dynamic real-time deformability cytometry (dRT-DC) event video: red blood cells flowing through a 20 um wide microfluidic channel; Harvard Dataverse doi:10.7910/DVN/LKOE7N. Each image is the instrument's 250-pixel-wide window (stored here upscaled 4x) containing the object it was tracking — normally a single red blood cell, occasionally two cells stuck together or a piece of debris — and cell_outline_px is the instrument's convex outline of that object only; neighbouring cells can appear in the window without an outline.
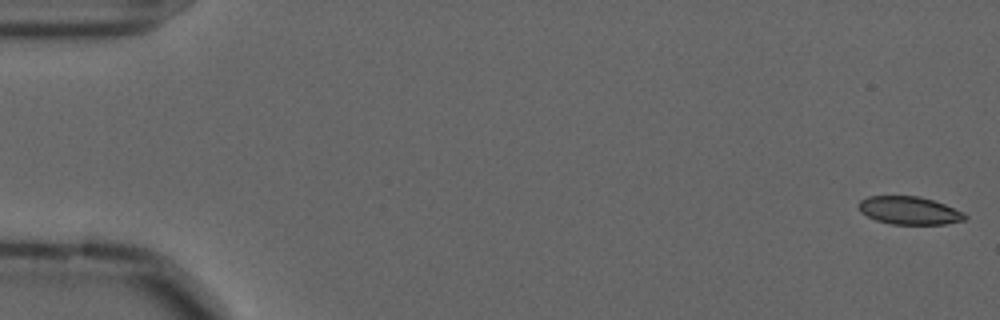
{"species": "common noctule bat (a hibernating species)", "species_latin": "Nyctalus noctula", "temperature_condition": "cold", "stored_images_in_passage": 57, "camera_frame_rate_fps": 3000, "um_per_image_px": 0.085, "animal": {"sex": "male", "forearm_length_mm": 52.5}, "frame": {"image": 1, "passage_image": 1, "time_ms": 0.0, "image_size_px": [1000, 320], "cell_outline_px": [[968, 216], [964, 220], [944, 224], [892, 224], [876, 220], [860, 212], [860, 200], [868, 196], [920, 196], [944, 204], [964, 212]], "centroid_in_image_um": [77.3, 17.89], "position_along_channel_um": 7.7, "area_um2": 17.17}}
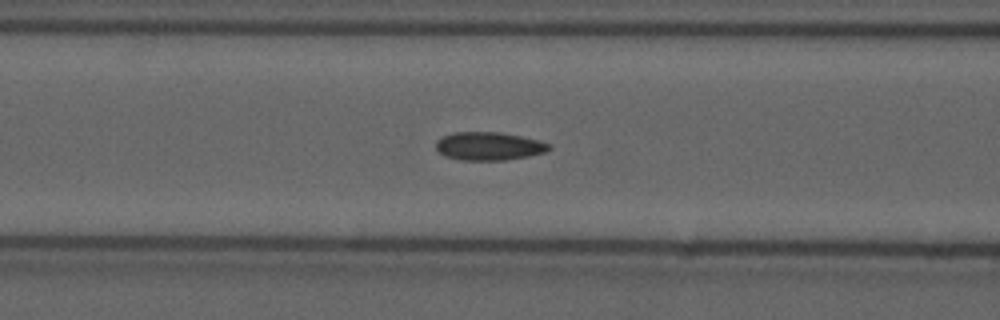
{"frame": {"image": 2, "passage_image": 23, "time_ms": 7.333, "image_size_px": [1000, 320], "cell_outline_px": [[552, 148], [544, 152], [528, 156], [504, 160], [460, 160], [444, 156], [436, 148], [436, 140], [444, 136], [456, 132], [500, 132], [520, 136], [552, 144]], "centroid_in_image_um": [41.55, 12.42], "position_along_channel_um": 125.1, "area_um2": 18.5}}
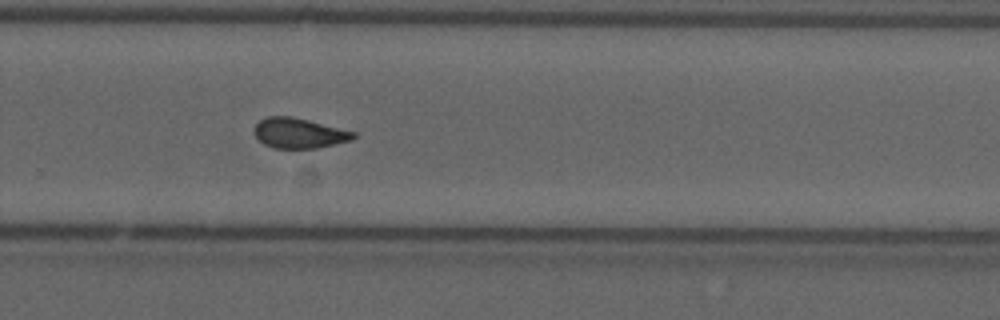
{"frame": {"image": 3, "passage_image": 38, "time_ms": 12.333, "image_size_px": [1000, 320], "cell_outline_px": [[356, 136], [352, 140], [316, 148], [272, 148], [264, 144], [252, 132], [252, 128], [260, 120], [268, 116], [292, 116], [356, 132]], "centroid_in_image_um": [25.39, 11.31], "position_along_channel_um": 304.4, "area_um2": 17.46}, "authors_computed_cell_mechanics": {"area_um2": 17.918, "velocity_mm_per_s": 3.5978, "shape_relaxation_time_tau1_ms": null, "shape_relaxation_time_tau2_ms": 2.7688, "deformation_change_tau1": null, "deformation_change_tau2": 0.0896}}